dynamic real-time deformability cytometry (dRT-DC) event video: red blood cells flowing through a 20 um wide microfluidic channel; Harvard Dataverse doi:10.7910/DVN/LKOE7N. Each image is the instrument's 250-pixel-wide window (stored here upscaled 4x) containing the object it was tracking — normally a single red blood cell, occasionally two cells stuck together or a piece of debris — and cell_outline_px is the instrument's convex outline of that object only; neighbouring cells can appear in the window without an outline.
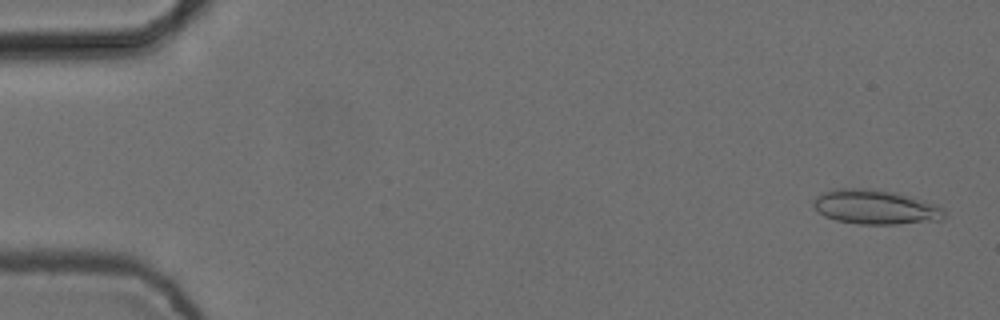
{"species": "common noctule bat (a hibernating species)", "species_latin": "Nyctalus noctula", "temperature_condition": "cold", "stored_images_in_passage": 5, "camera_frame_rate_fps": 3000, "um_per_image_px": 0.085, "animal": {"sex": "female", "body_mass_g": 24.6, "forearm_length_mm": 56.2}, "frame": {"image": 1, "passage_image": 1, "time_ms": 0.0, "image_size_px": [1000, 320], "cell_outline_px": [[948, 212], [940, 220], [896, 224], [860, 224], [836, 220], [824, 216], [812, 204], [812, 200], [816, 196], [824, 192], [836, 188], [864, 188], [896, 192], [924, 200], [936, 204], [944, 208]], "centroid_in_image_um": [74.43, 17.59], "position_along_channel_um": 10.6, "area_um2": 26.41}}
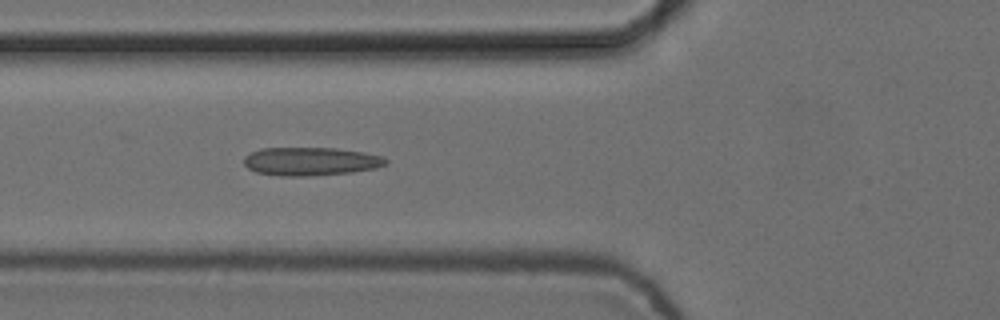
{"frame": {"image": 2, "passage_image": 5, "time_ms": 1.333, "image_size_px": [1000, 320], "cell_outline_px": [[388, 164], [376, 168], [352, 172], [312, 176], [280, 176], [256, 172], [248, 168], [244, 164], [244, 156], [260, 148], [336, 148], [364, 152], [384, 156], [388, 160]], "centroid_in_image_um": [26.44, 13.72], "position_along_channel_um": 99.4, "area_um2": 23.64}}